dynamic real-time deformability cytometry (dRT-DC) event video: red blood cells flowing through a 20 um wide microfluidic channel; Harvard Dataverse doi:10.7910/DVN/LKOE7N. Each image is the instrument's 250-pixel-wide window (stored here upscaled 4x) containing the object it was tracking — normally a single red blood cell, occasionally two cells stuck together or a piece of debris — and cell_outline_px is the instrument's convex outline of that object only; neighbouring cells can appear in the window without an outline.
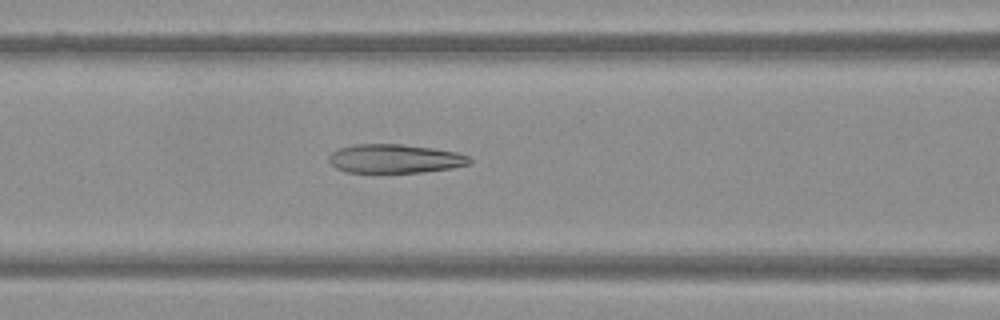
{"species": "Egyptian fruit bat (a non-hibernating species)", "species_latin": "Rousettus aegyptiacus", "temperature_condition": "warm", "stored_images_in_passage": 47, "camera_frame_rate_fps": 3000, "um_per_image_px": 0.085, "frame": {"image": 1, "passage_image": 21, "time_ms": 6.667, "image_size_px": [1000, 320], "cell_outline_px": [[472, 164], [452, 168], [420, 172], [348, 172], [336, 168], [328, 160], [328, 156], [332, 152], [340, 148], [356, 144], [400, 144], [432, 148], [460, 152], [468, 156], [472, 160]], "centroid_in_image_um": [33.61, 13.48], "position_along_channel_um": 133.0, "area_um2": 23.64}}
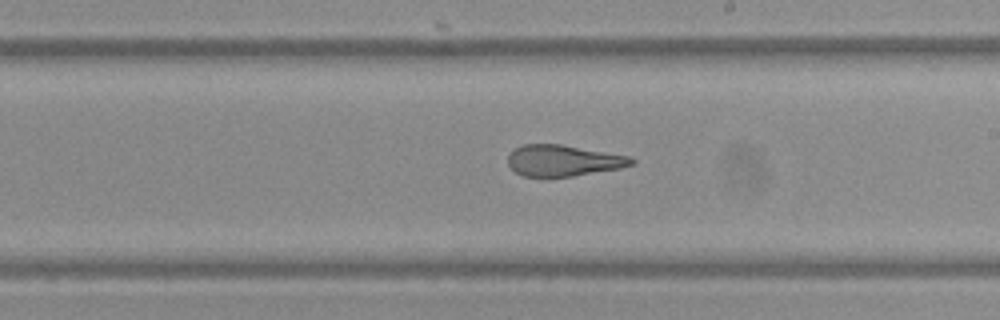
{"frame": {"image": 2, "passage_image": 29, "time_ms": 9.333, "image_size_px": [1000, 320], "cell_outline_px": [[636, 164], [620, 168], [572, 176], [524, 176], [516, 172], [508, 164], [508, 152], [524, 144], [560, 144], [632, 156], [636, 160]], "centroid_in_image_um": [47.92, 13.63], "position_along_channel_um": 241.1, "area_um2": 22.48}}
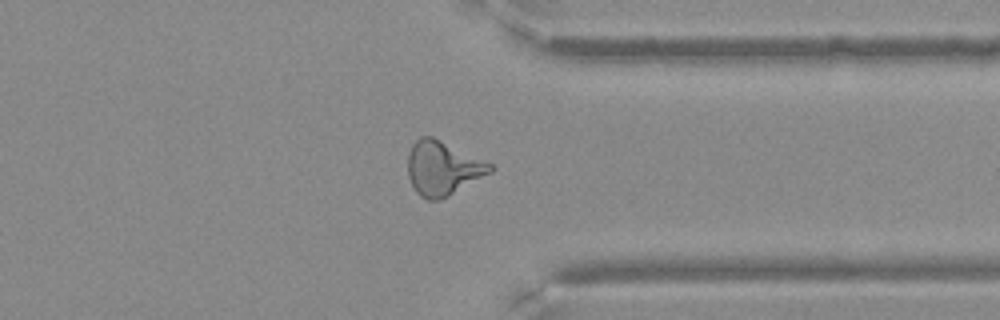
{"frame": {"image": 3, "passage_image": 39, "time_ms": 12.667, "image_size_px": [1000, 320], "cell_outline_px": [[496, 168], [492, 172], [448, 196], [440, 200], [428, 200], [420, 196], [416, 192], [408, 176], [408, 156], [412, 144], [420, 136], [432, 136], [492, 164]], "centroid_in_image_um": [37.63, 14.3], "position_along_channel_um": 373.8, "area_um2": 25.84}}